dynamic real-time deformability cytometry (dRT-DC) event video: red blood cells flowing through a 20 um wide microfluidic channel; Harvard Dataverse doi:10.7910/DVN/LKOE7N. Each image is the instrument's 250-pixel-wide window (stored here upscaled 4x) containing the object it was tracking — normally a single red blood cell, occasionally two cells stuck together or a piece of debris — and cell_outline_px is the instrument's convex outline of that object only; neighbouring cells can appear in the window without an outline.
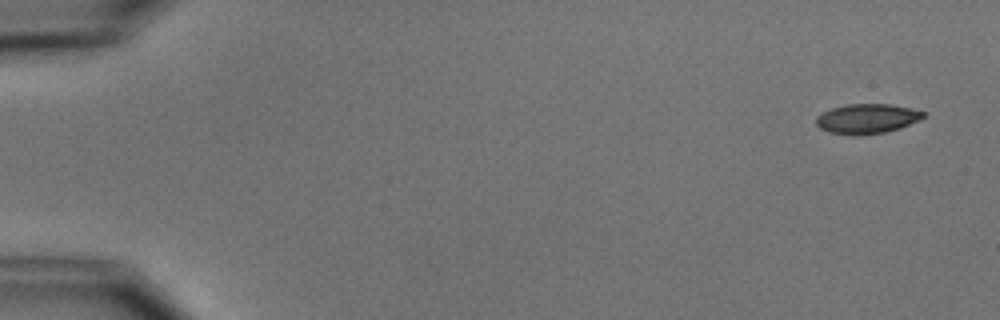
{"species": "common noctule bat (a hibernating species)", "species_latin": "Nyctalus noctula", "temperature_condition": "cold", "stored_images_in_passage": 5, "camera_frame_rate_fps": 3000, "um_per_image_px": 0.085, "animal": {"sex": "male", "body_mass_g": 15.6}, "frame": {"image": 1, "passage_image": 1, "time_ms": 0.0, "image_size_px": [1000, 320], "cell_outline_px": [[924, 116], [920, 120], [900, 128], [884, 132], [860, 136], [852, 136], [828, 132], [820, 128], [816, 124], [816, 116], [832, 108], [848, 104], [892, 104], [924, 112]], "centroid_in_image_um": [73.67, 10.1], "position_along_channel_um": 11.3, "area_um2": 18.61}}
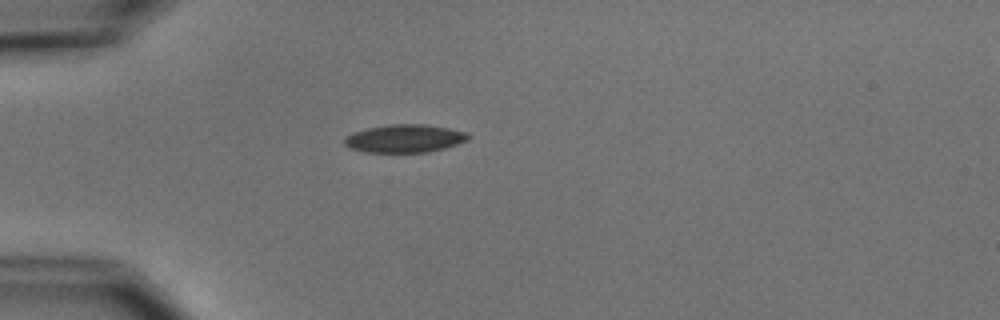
{"frame": {"image": 2, "passage_image": 4, "time_ms": 4.333, "image_size_px": [1000, 320], "cell_outline_px": [[472, 136], [468, 140], [444, 148], [428, 152], [368, 152], [352, 148], [344, 144], [344, 140], [352, 132], [368, 128], [388, 124], [424, 124], [448, 128], [468, 132]], "centroid_in_image_um": [34.44, 11.76], "position_along_channel_um": 50.6, "area_um2": 20.11}}